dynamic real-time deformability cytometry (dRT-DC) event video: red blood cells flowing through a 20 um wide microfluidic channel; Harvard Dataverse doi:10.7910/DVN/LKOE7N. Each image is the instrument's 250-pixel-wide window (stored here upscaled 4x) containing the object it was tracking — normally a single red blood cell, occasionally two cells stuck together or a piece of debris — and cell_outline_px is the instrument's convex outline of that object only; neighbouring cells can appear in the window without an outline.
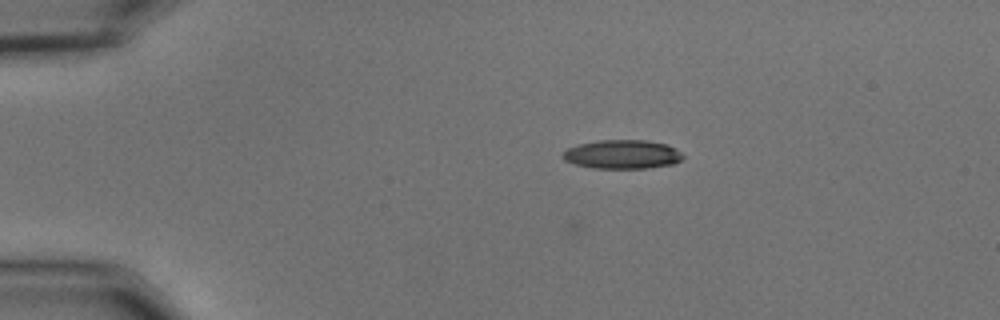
{"species": "common noctule bat (a hibernating species)", "species_latin": "Nyctalus noctula", "temperature_condition": "cold", "stored_images_in_passage": 3, "camera_frame_rate_fps": 3000, "um_per_image_px": 0.085, "animal": {"sex": "male", "body_mass_g": 15.6}, "frame": {"image": 1, "passage_image": 1, "time_ms": 0.0, "image_size_px": [1000, 320], "cell_outline_px": [[684, 156], [680, 160], [672, 164], [648, 168], [592, 168], [576, 164], [564, 160], [560, 156], [568, 148], [580, 144], [596, 140], [648, 140], [668, 144], [676, 148]], "centroid_in_image_um": [52.9, 13.11], "position_along_channel_um": 32.1, "area_um2": 20.29}}